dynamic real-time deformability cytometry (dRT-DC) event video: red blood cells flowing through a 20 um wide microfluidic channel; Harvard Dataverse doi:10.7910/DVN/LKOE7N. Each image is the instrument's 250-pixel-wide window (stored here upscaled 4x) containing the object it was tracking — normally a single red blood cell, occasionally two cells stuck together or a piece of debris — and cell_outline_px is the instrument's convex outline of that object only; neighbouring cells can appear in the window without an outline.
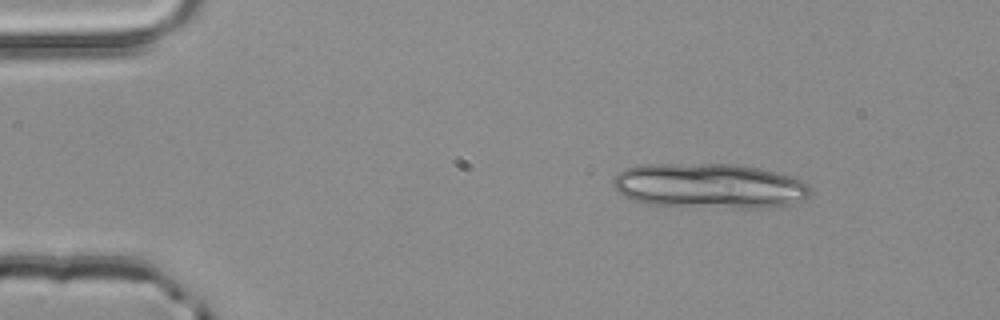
{"species": "common noctule bat (a hibernating species)", "species_latin": "Nyctalus noctula", "temperature_condition": "room temperature", "stored_images_in_passage": 3, "segment_of_instrument_passage": [1, 2], "camera_frame_rate_fps": 3000, "um_per_image_px": 0.085, "animal": {"sex": "male", "body_mass_g": 20.4}, "frame": {"image": 1, "passage_image": 1, "time_ms": 0.0, "image_size_px": [1000, 320], "cell_outline_px": [[812, 188], [808, 196], [804, 200], [792, 204], [768, 208], [740, 208], [648, 204], [632, 200], [624, 196], [612, 184], [612, 180], [624, 168], [640, 164], [736, 164], [760, 168], [788, 176], [800, 180], [808, 184]], "centroid_in_image_um": [60.31, 15.8], "position_along_channel_um": 24.7, "area_um2": 51.85}}